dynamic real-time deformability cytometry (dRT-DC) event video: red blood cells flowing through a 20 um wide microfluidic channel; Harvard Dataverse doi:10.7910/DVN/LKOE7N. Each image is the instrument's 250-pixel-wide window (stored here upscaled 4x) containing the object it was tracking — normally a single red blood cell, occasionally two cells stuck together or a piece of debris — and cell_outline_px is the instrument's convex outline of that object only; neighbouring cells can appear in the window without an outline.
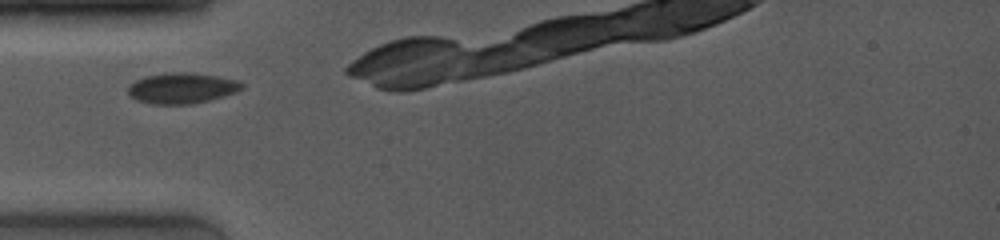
{"species": "common noctule bat (a hibernating species)", "species_latin": "Nyctalus noctula", "temperature_condition": "room temperature", "stored_images_in_passage": 3, "camera_frame_rate_fps": 4000, "um_per_image_px": 0.085, "animal": {"sex": "female", "body_mass_g": 19.0, "forearm_length_mm": 53.3}, "frame": {"image": 1, "passage_image": 1, "time_ms": 0.0, "image_size_px": [1000, 240], "cell_outline_px": [[244, 88], [236, 92], [208, 100], [192, 104], [148, 104], [136, 100], [128, 96], [128, 88], [136, 80], [144, 76], [172, 72], [188, 72], [216, 76], [236, 80], [244, 84]], "centroid_in_image_um": [15.43, 7.5], "position_along_channel_um": 69.6, "area_um2": 20.35}}